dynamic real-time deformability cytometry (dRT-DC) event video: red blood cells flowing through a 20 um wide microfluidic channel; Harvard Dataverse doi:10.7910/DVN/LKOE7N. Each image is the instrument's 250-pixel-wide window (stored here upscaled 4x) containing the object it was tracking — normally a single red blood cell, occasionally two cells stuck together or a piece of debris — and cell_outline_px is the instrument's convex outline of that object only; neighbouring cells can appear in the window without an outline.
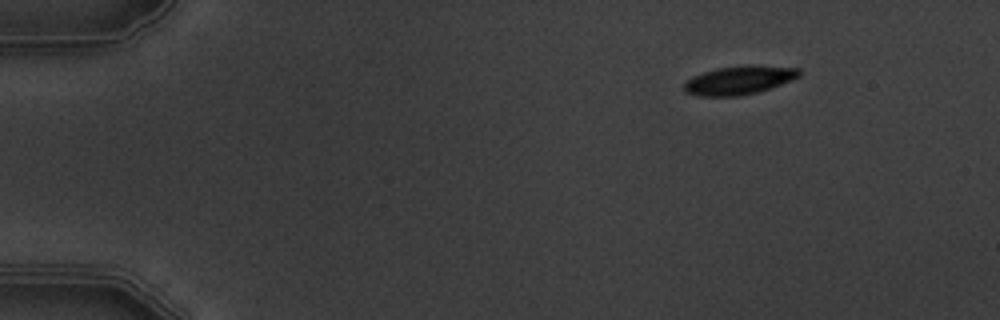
{"species": "common noctule bat (a hibernating species)", "species_latin": "Nyctalus noctula", "temperature_condition": "warm", "stored_images_in_passage": 5, "camera_frame_rate_fps": 3000, "um_per_image_px": 0.085, "animal": {"sex": "male", "body_mass_g": 19.5, "forearm_length_mm": 54.6}, "frame": {"image": 1, "passage_image": 1, "time_ms": 0.0, "image_size_px": [1000, 320], "cell_outline_px": [[800, 76], [780, 84], [756, 92], [740, 96], [696, 96], [684, 92], [684, 84], [692, 76], [716, 68], [752, 64], [800, 68]], "centroid_in_image_um": [62.8, 6.8], "position_along_channel_um": 22.2, "area_um2": 19.19}}
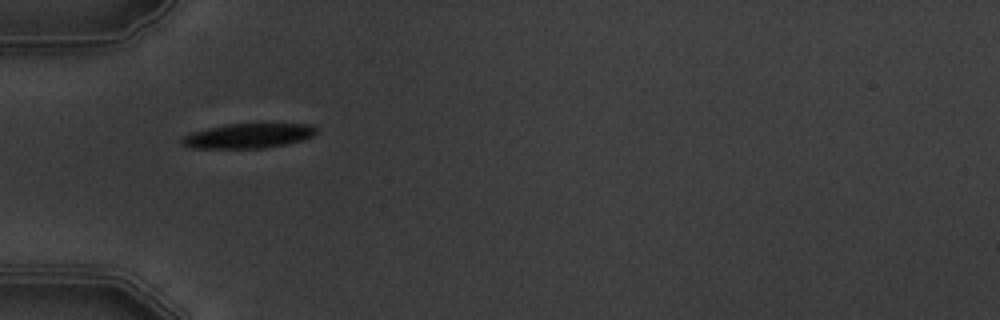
{"frame": {"image": 2, "passage_image": 4, "time_ms": 3.667, "image_size_px": [1000, 320], "cell_outline_px": [[316, 132], [312, 136], [304, 140], [264, 148], [192, 148], [184, 144], [180, 140], [184, 136], [192, 132], [224, 124], [312, 124], [316, 128]], "centroid_in_image_um": [21.11, 11.54], "position_along_channel_um": 63.9, "area_um2": 19.19}}